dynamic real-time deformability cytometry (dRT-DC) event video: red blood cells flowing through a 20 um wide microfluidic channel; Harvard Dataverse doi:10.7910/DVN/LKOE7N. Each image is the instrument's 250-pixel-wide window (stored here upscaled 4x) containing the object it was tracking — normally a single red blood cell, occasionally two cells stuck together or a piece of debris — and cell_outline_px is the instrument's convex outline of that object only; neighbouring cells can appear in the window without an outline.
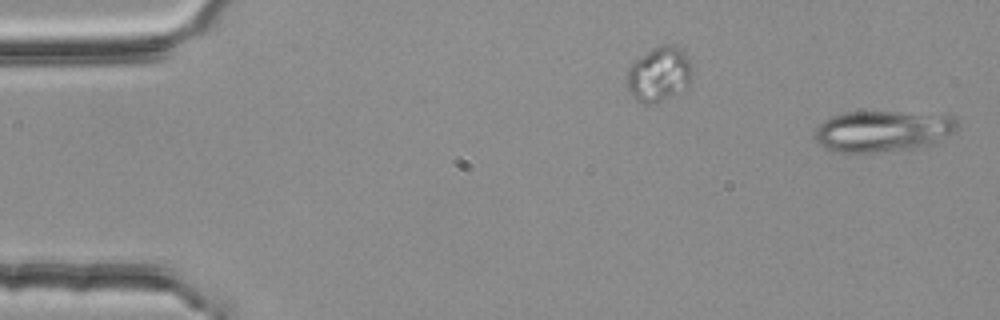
{"species": "common noctule bat (a hibernating species)", "species_latin": "Nyctalus noctula", "temperature_condition": "room temperature", "stored_images_in_passage": 47, "camera_frame_rate_fps": 3000, "um_per_image_px": 0.085, "animal": {"sex": "female", "body_mass_g": 25.1}, "frame": {"image": 1, "passage_image": 1, "time_ms": 0.0, "image_size_px": [1000, 320], "cell_outline_px": [[960, 124], [952, 132], [932, 144], [912, 148], [872, 152], [836, 152], [824, 148], [816, 140], [816, 128], [824, 120], [832, 116], [848, 112], [892, 112], [952, 116]], "centroid_in_image_um": [75.0, 11.15], "position_along_channel_um": 10.0, "area_um2": 33.52}}
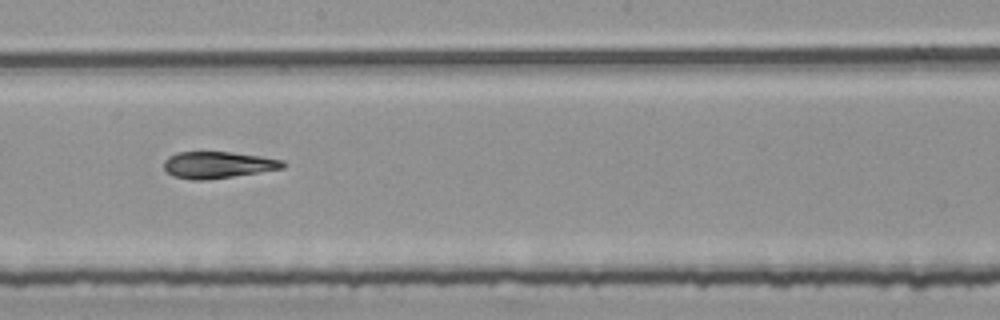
{"frame": {"image": 2, "passage_image": 29, "time_ms": 9.333, "image_size_px": [1000, 320], "cell_outline_px": [[288, 164], [284, 168], [208, 180], [192, 180], [172, 176], [164, 168], [164, 160], [168, 156], [176, 152], [232, 152], [260, 156], [284, 160]], "centroid_in_image_um": [18.52, 14.01], "position_along_channel_um": 229.7, "area_um2": 18.61}}
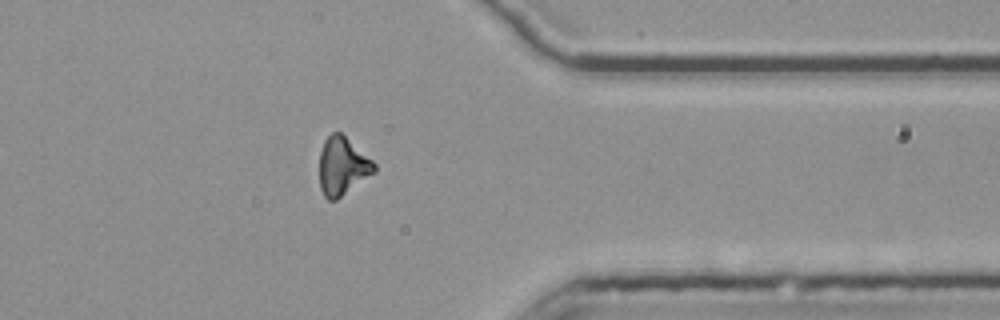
{"frame": {"image": 3, "passage_image": 42, "time_ms": 13.667, "image_size_px": [1000, 320], "cell_outline_px": [[376, 172], [336, 200], [328, 200], [324, 196], [320, 188], [320, 152], [324, 140], [332, 132], [340, 132], [372, 160], [376, 164]], "centroid_in_image_um": [29.11, 14.14], "position_along_channel_um": 382.3, "area_um2": 18.44}, "authors_computed_cell_mechanics": {"area_um2": 19.1896, "velocity_mm_per_s": 3.8225, "shape_relaxation_time_tau1_ms": 11.3283, "shape_relaxation_time_tau2_ms": 3.7136, "deformation_change_tau1": 0.2587, "deformation_change_tau2": 0.1095}}